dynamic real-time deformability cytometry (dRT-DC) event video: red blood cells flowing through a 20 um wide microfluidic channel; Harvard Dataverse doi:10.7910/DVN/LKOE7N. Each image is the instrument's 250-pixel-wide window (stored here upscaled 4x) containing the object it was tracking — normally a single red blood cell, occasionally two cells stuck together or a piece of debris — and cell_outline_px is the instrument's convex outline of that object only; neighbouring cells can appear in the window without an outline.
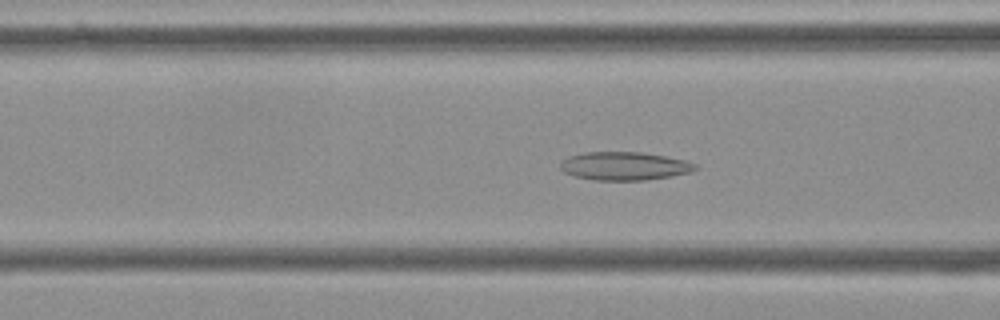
{"species": "Egyptian fruit bat (a non-hibernating species)", "species_latin": "Rousettus aegyptiacus", "temperature_condition": "cold", "stored_images_in_passage": 56, "camera_frame_rate_fps": 3000, "um_per_image_px": 0.085, "frame": {"image": 1, "passage_image": 22, "time_ms": 7.0, "image_size_px": [1000, 320], "cell_outline_px": [[700, 168], [692, 172], [644, 180], [592, 180], [576, 176], [564, 172], [560, 168], [560, 164], [568, 156], [584, 152], [640, 152], [688, 160], [696, 164]], "centroid_in_image_um": [53.1, 14.11], "position_along_channel_um": 113.5, "area_um2": 22.25}}
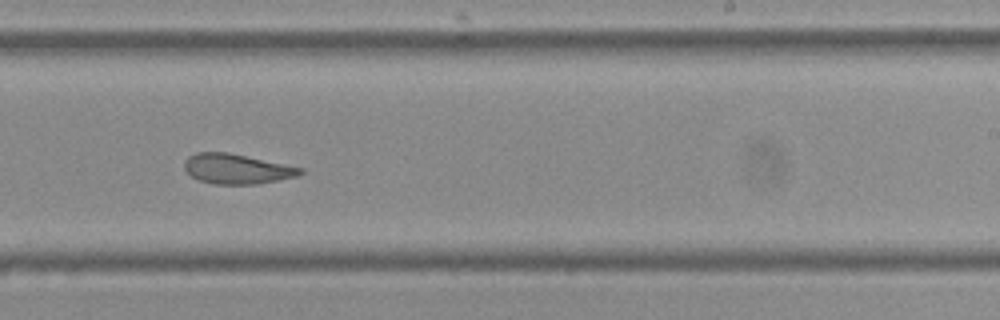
{"frame": {"image": 2, "passage_image": 35, "time_ms": 11.333, "image_size_px": [1000, 320], "cell_outline_px": [[304, 172], [296, 176], [256, 184], [212, 184], [200, 180], [192, 176], [184, 168], [184, 160], [188, 156], [196, 152], [228, 152], [304, 168]], "centroid_in_image_um": [20.1, 14.34], "position_along_channel_um": 268.9, "area_um2": 20.11}}
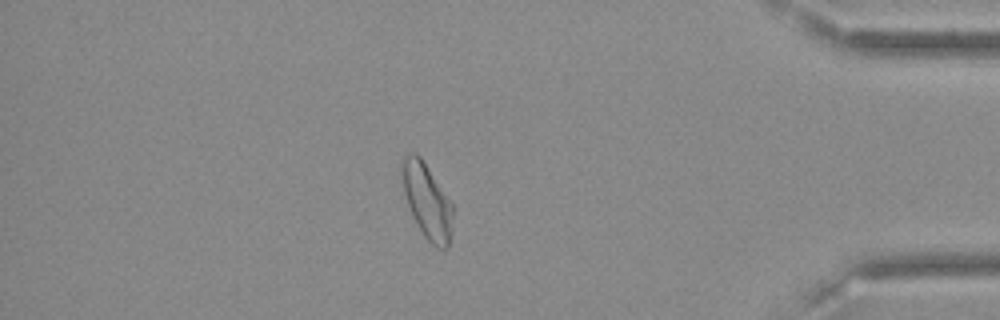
{"frame": {"image": 3, "passage_image": 49, "time_ms": 16.0, "image_size_px": [1000, 320], "cell_outline_px": [[456, 208], [448, 248], [436, 248], [424, 236], [412, 216], [404, 192], [400, 176], [400, 164], [404, 156], [408, 152], [416, 152], [420, 156]], "centroid_in_image_um": [36.31, 17.07], "position_along_channel_um": 398.9, "area_um2": 22.72}, "authors_computed_cell_mechanics": {"area_um2": 22.8021, "velocity_mm_per_s": 3.5816, "shape_relaxation_time_tau1_ms": null, "shape_relaxation_time_tau2_ms": 2.9755, "deformation_change_tau1": null, "deformation_change_tau2": 0.1016}}